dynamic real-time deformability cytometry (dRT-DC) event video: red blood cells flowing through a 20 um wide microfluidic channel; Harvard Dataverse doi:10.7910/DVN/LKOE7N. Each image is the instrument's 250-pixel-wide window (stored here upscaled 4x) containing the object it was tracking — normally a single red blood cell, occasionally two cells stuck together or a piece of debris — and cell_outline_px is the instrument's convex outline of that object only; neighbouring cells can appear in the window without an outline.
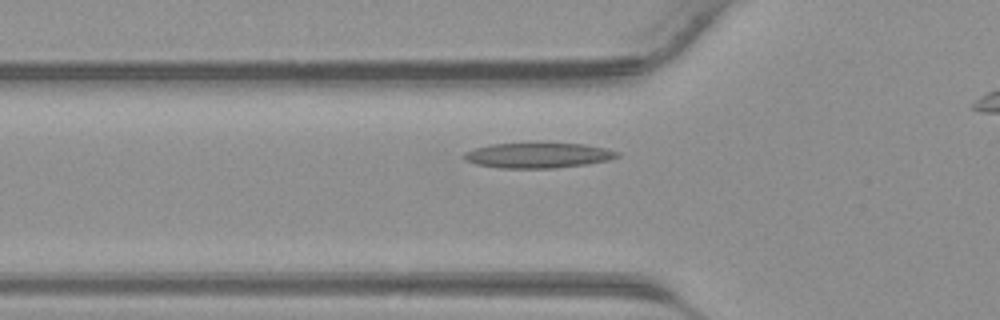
{"species": "common noctule bat (a hibernating species)", "species_latin": "Nyctalus noctula", "temperature_condition": "warm", "stored_images_in_passage": 32, "camera_frame_rate_fps": 3000, "um_per_image_px": 0.085, "animal": {"sex": "male", "body_mass_g": 23.1, "forearm_length_mm": 52.7}, "frame": {"image": 1, "passage_image": 10, "time_ms": 3.0, "image_size_px": [1000, 320], "cell_outline_px": [[620, 156], [608, 160], [584, 164], [556, 168], [500, 168], [476, 164], [464, 160], [460, 156], [464, 152], [476, 148], [492, 144], [584, 144], [604, 148], [620, 152]], "centroid_in_image_um": [45.7, 13.22], "position_along_channel_um": 80.1, "area_um2": 22.25}}
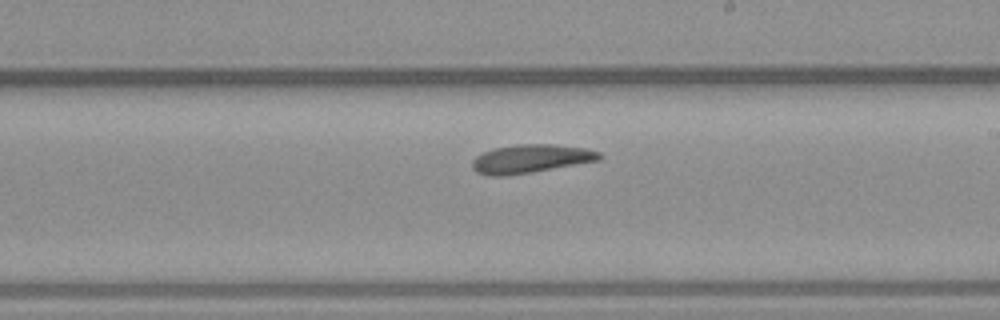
{"frame": {"image": 2, "passage_image": 20, "time_ms": 6.333, "image_size_px": [1000, 320], "cell_outline_px": [[604, 156], [600, 160], [504, 176], [488, 176], [476, 172], [472, 168], [472, 160], [476, 156], [492, 148], [516, 144], [552, 144], [588, 148], [600, 152]], "centroid_in_image_um": [45.1, 13.48], "position_along_channel_um": 243.9, "area_um2": 21.1}}
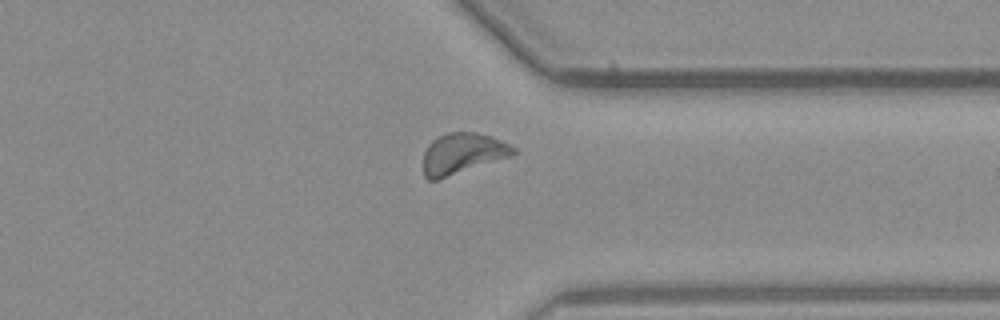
{"frame": {"image": 3, "passage_image": 28, "time_ms": 9.0, "image_size_px": [1000, 320], "cell_outline_px": [[516, 152], [512, 156], [436, 180], [428, 180], [424, 176], [424, 152], [428, 144], [436, 136], [448, 132], [476, 132], [492, 136], [516, 148]], "centroid_in_image_um": [39.3, 13.03], "position_along_channel_um": 372.1, "area_um2": 21.44}}